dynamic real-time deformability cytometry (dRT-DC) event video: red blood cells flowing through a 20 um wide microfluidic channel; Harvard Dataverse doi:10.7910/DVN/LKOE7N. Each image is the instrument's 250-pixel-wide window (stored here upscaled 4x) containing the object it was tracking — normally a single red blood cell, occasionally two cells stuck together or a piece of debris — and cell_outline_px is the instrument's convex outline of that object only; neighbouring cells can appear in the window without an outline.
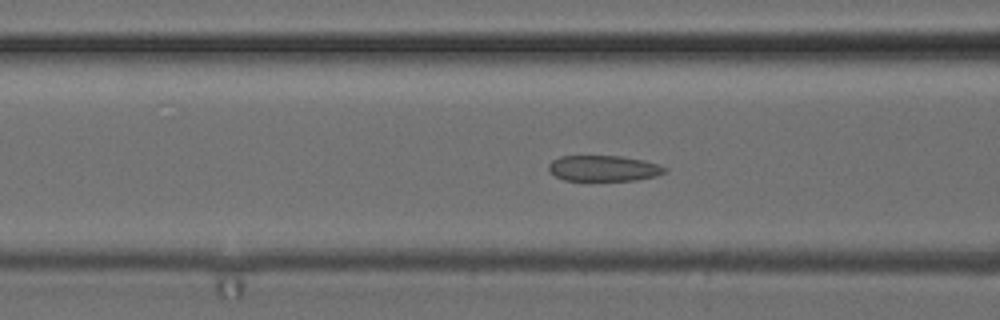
{"species": "common noctule bat (a hibernating species)", "species_latin": "Nyctalus noctula", "temperature_condition": "cold", "stored_images_in_passage": 53, "camera_frame_rate_fps": 3000, "um_per_image_px": 0.085, "animal": {"sex": "female", "body_mass_g": 24.6, "forearm_length_mm": 56.2}, "frame": {"image": 1, "passage_image": 21, "time_ms": 6.667, "image_size_px": [1000, 320], "cell_outline_px": [[668, 168], [664, 172], [656, 176], [636, 180], [564, 180], [548, 172], [548, 164], [552, 160], [560, 156], [620, 156], [644, 160]], "centroid_in_image_um": [51.27, 14.3], "position_along_channel_um": 115.3, "area_um2": 17.4}}
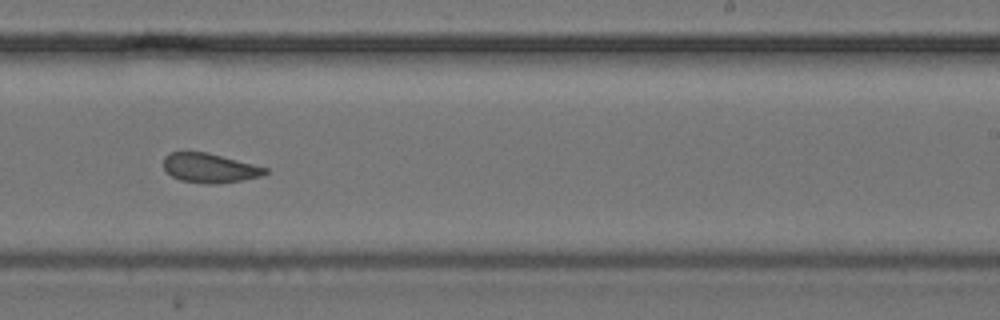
{"frame": {"image": 2, "passage_image": 33, "time_ms": 10.667, "image_size_px": [1000, 320], "cell_outline_px": [[268, 172], [260, 176], [240, 180], [216, 184], [208, 184], [180, 180], [172, 176], [164, 168], [164, 156], [168, 152], [208, 152], [268, 168]], "centroid_in_image_um": [17.8, 14.27], "position_along_channel_um": 271.2, "area_um2": 17.28}}
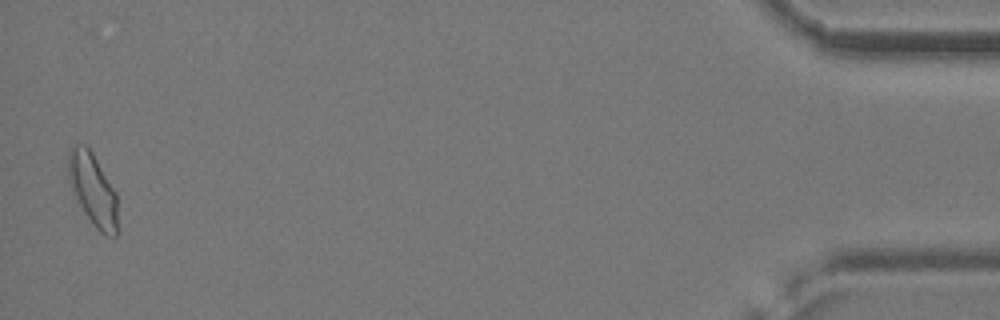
{"frame": {"image": 3, "passage_image": 52, "time_ms": 17.0, "image_size_px": [1000, 320], "cell_outline_px": [[116, 236], [108, 236], [100, 232], [92, 224], [84, 212], [72, 192], [68, 180], [68, 152], [72, 144], [84, 144], [92, 152], [116, 192]], "centroid_in_image_um": [7.85, 16.08], "position_along_channel_um": 427.3, "area_um2": 20.69}, "authors_computed_cell_mechanics": {"area_um2": 18.7272, "velocity_mm_per_s": 3.8947, "shape_relaxation_time_tau1_ms": 4.3053, "shape_relaxation_time_tau2_ms": 2.3539, "deformation_change_tau1": 0.1187, "deformation_change_tau2": 0.0992}}